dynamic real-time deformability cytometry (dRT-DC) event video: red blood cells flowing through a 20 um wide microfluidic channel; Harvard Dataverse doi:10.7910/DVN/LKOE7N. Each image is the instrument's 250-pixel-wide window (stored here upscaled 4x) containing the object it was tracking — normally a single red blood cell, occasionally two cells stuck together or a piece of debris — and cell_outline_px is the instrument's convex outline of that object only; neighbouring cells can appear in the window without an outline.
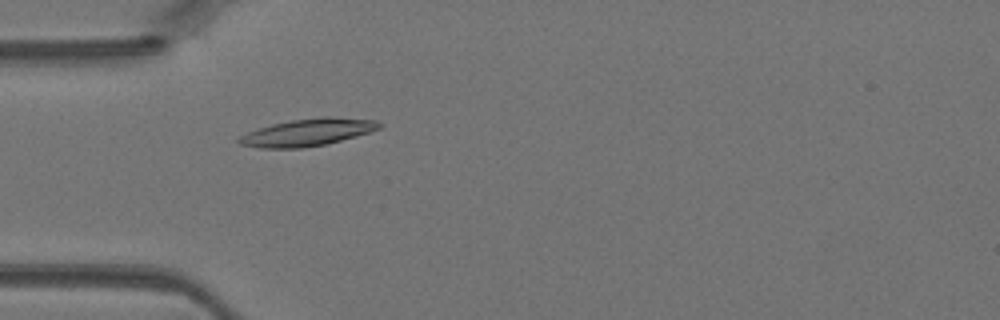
{"species": "Egyptian fruit bat (a non-hibernating species)", "species_latin": "Rousettus aegyptiacus", "temperature_condition": "warm", "stored_images_in_passage": 32, "camera_frame_rate_fps": 3000, "um_per_image_px": 0.085, "animal": {"sex": "female"}, "frame": {"image": 1, "passage_image": 1, "time_ms": 0.0, "image_size_px": [1000, 320], "cell_outline_px": [[384, 124], [380, 128], [356, 136], [328, 144], [304, 148], [260, 148], [240, 144], [236, 140], [240, 136], [248, 132], [272, 124], [292, 120], [324, 116], [328, 116], [376, 120]], "centroid_in_image_um": [26.17, 11.25], "position_along_channel_um": 58.8, "area_um2": 22.25}}
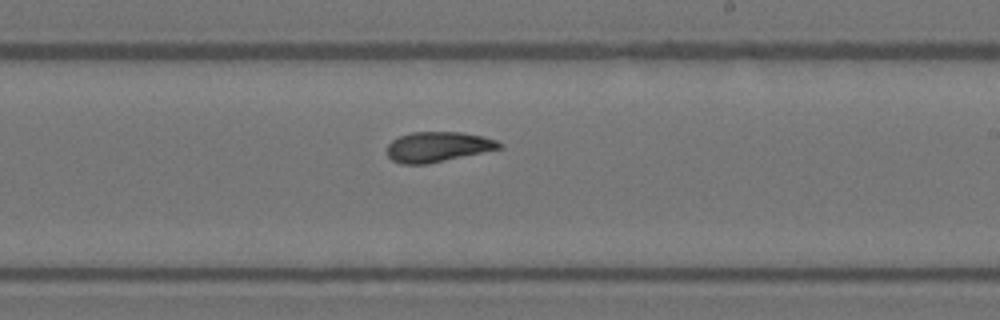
{"frame": {"image": 2, "passage_image": 14, "time_ms": 4.333, "image_size_px": [1000, 320], "cell_outline_px": [[504, 144], [500, 148], [428, 164], [400, 164], [392, 160], [388, 156], [388, 144], [392, 140], [400, 136], [412, 132], [460, 132], [484, 136], [496, 140]], "centroid_in_image_um": [37.21, 12.48], "position_along_channel_um": 251.8, "area_um2": 19.59}}
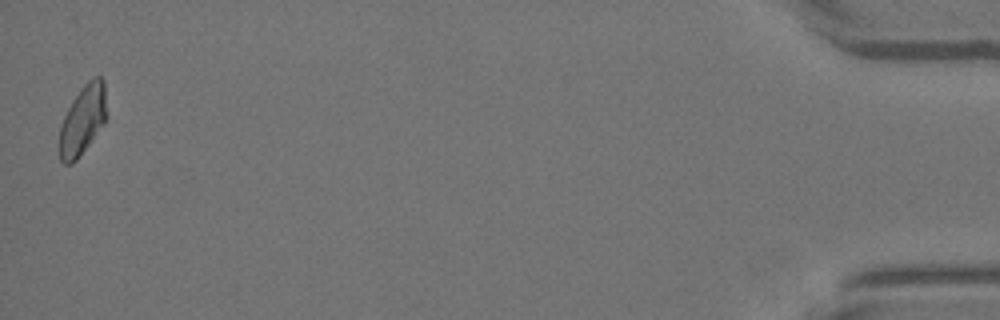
{"frame": {"image": 3, "passage_image": 32, "time_ms": 10.333, "image_size_px": [1000, 320], "cell_outline_px": [[108, 116], [104, 124], [76, 160], [72, 164], [64, 164], [60, 160], [60, 124], [72, 100], [84, 84], [92, 76], [100, 76], [104, 80]], "centroid_in_image_um": [7.06, 10.16], "position_along_channel_um": 428.1, "area_um2": 19.25}}